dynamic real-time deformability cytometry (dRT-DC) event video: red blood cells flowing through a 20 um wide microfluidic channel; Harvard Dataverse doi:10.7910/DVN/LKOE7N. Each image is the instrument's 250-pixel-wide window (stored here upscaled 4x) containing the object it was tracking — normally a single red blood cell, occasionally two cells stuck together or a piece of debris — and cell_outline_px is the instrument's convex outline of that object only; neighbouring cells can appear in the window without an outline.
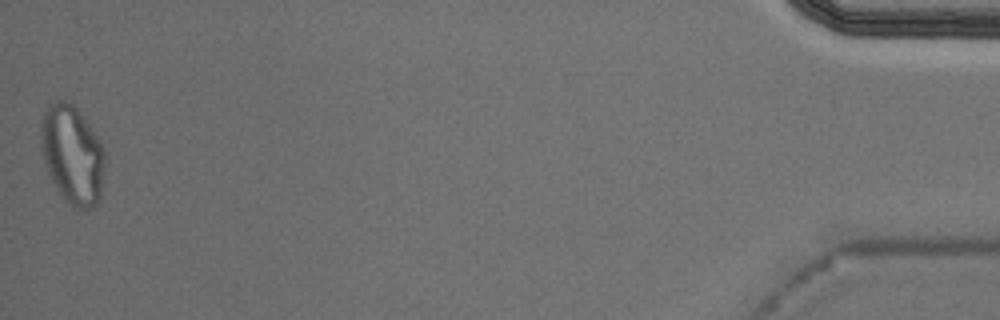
{"species": "Egyptian fruit bat (a non-hibernating species)", "species_latin": "Rousettus aegyptiacus", "temperature_condition": "cold", "stored_images_in_passage": 52, "camera_frame_rate_fps": 3000, "um_per_image_px": 0.085, "animal": {"sex": "male"}, "frame": {"image": 1, "passage_image": 52, "time_ms": 17.0, "image_size_px": [1000, 320], "cell_outline_px": [[104, 172], [100, 200], [96, 204], [88, 208], [76, 208], [64, 200], [60, 196], [44, 164], [40, 144], [40, 124], [44, 112], [56, 100], [64, 100], [72, 104], [80, 112], [92, 128], [104, 152]], "centroid_in_image_um": [6.13, 13.16], "position_along_channel_um": 429.1, "area_um2": 36.76}, "authors_computed_cell_mechanics": {"area_um2": 21.7906, "velocity_mm_per_s": 3.7291, "shape_relaxation_time_tau1_ms": null, "shape_relaxation_time_tau2_ms": 3.2332, "deformation_change_tau1": null, "deformation_change_tau2": 0.1112}}